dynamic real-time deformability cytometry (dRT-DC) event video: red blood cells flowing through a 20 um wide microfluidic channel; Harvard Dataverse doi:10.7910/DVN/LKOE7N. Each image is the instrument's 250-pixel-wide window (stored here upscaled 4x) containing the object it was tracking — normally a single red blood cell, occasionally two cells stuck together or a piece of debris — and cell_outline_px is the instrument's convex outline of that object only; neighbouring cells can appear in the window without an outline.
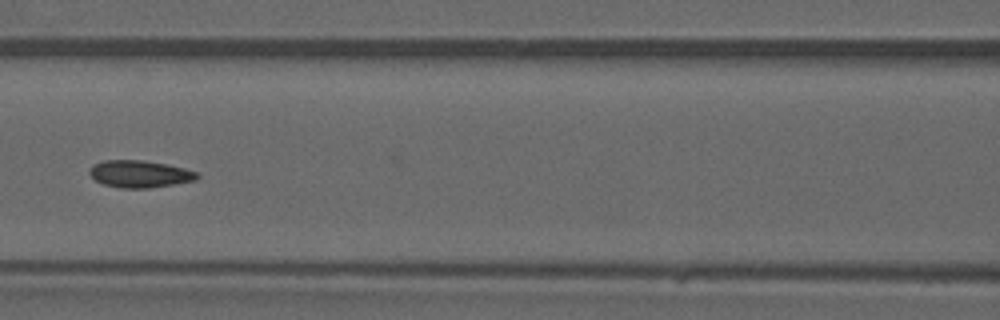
{"species": "common noctule bat (a hibernating species)", "species_latin": "Nyctalus noctula", "temperature_condition": "warm", "stored_images_in_passage": 45, "camera_frame_rate_fps": 3000, "um_per_image_px": 0.085, "animal": {"sex": "male", "forearm_length_mm": 52.5}, "frame": {"image": 1, "passage_image": 20, "time_ms": 6.333, "image_size_px": [1000, 320], "cell_outline_px": [[200, 176], [196, 180], [148, 188], [120, 188], [104, 184], [96, 180], [88, 172], [92, 164], [104, 160], [144, 160], [168, 164], [184, 168], [196, 172]], "centroid_in_image_um": [11.86, 14.77], "position_along_channel_um": 154.7, "area_um2": 16.99}}